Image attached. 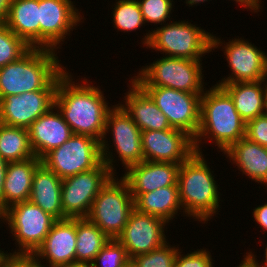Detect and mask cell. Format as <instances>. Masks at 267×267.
Listing matches in <instances>:
<instances>
[{"mask_svg": "<svg viewBox=\"0 0 267 267\" xmlns=\"http://www.w3.org/2000/svg\"><path fill=\"white\" fill-rule=\"evenodd\" d=\"M67 71L57 83L55 107L61 112L73 134L87 135L102 141L106 117L113 106H108L103 91L89 84L84 77L82 84L72 81Z\"/></svg>", "mask_w": 267, "mask_h": 267, "instance_id": "6da1fadb", "label": "cell"}, {"mask_svg": "<svg viewBox=\"0 0 267 267\" xmlns=\"http://www.w3.org/2000/svg\"><path fill=\"white\" fill-rule=\"evenodd\" d=\"M56 51L31 48L20 59L0 67V99L35 90H56L67 72Z\"/></svg>", "mask_w": 267, "mask_h": 267, "instance_id": "7a4b0ae2", "label": "cell"}, {"mask_svg": "<svg viewBox=\"0 0 267 267\" xmlns=\"http://www.w3.org/2000/svg\"><path fill=\"white\" fill-rule=\"evenodd\" d=\"M245 136L246 123L237 112L230 94L216 84L207 91L205 89L200 99V125L193 139L195 152L202 153L200 143L208 138L214 140L224 153Z\"/></svg>", "mask_w": 267, "mask_h": 267, "instance_id": "3957f363", "label": "cell"}, {"mask_svg": "<svg viewBox=\"0 0 267 267\" xmlns=\"http://www.w3.org/2000/svg\"><path fill=\"white\" fill-rule=\"evenodd\" d=\"M204 154L194 152L182 162L178 172L179 198L184 216L199 222L210 221L220 210V192L213 171L207 165Z\"/></svg>", "mask_w": 267, "mask_h": 267, "instance_id": "277c9868", "label": "cell"}, {"mask_svg": "<svg viewBox=\"0 0 267 267\" xmlns=\"http://www.w3.org/2000/svg\"><path fill=\"white\" fill-rule=\"evenodd\" d=\"M185 21H170L161 28L149 30L142 39L143 45L166 56L191 60H201L202 56L222 46L220 38Z\"/></svg>", "mask_w": 267, "mask_h": 267, "instance_id": "5b68a950", "label": "cell"}, {"mask_svg": "<svg viewBox=\"0 0 267 267\" xmlns=\"http://www.w3.org/2000/svg\"><path fill=\"white\" fill-rule=\"evenodd\" d=\"M200 61L202 62V60L163 56L142 67L132 79L140 87H167L202 96L205 87Z\"/></svg>", "mask_w": 267, "mask_h": 267, "instance_id": "8992f818", "label": "cell"}, {"mask_svg": "<svg viewBox=\"0 0 267 267\" xmlns=\"http://www.w3.org/2000/svg\"><path fill=\"white\" fill-rule=\"evenodd\" d=\"M1 219L8 224L15 238L18 251L12 256H32L43 244L56 219L30 201L9 206L1 213Z\"/></svg>", "mask_w": 267, "mask_h": 267, "instance_id": "52a82bcc", "label": "cell"}, {"mask_svg": "<svg viewBox=\"0 0 267 267\" xmlns=\"http://www.w3.org/2000/svg\"><path fill=\"white\" fill-rule=\"evenodd\" d=\"M113 176L95 197L87 218L109 238H117L134 210V199L123 178ZM119 180V181H118Z\"/></svg>", "mask_w": 267, "mask_h": 267, "instance_id": "ba28073f", "label": "cell"}, {"mask_svg": "<svg viewBox=\"0 0 267 267\" xmlns=\"http://www.w3.org/2000/svg\"><path fill=\"white\" fill-rule=\"evenodd\" d=\"M109 130L113 135L114 150L126 170L130 166L144 161L141 130L118 103L107 114L104 137L101 141L102 160L114 175L116 173L113 165L115 157L109 150L110 146L105 137L110 132Z\"/></svg>", "mask_w": 267, "mask_h": 267, "instance_id": "9c48e42d", "label": "cell"}, {"mask_svg": "<svg viewBox=\"0 0 267 267\" xmlns=\"http://www.w3.org/2000/svg\"><path fill=\"white\" fill-rule=\"evenodd\" d=\"M61 179L96 168L103 160L101 142L87 135L74 134L42 159Z\"/></svg>", "mask_w": 267, "mask_h": 267, "instance_id": "30bf717a", "label": "cell"}, {"mask_svg": "<svg viewBox=\"0 0 267 267\" xmlns=\"http://www.w3.org/2000/svg\"><path fill=\"white\" fill-rule=\"evenodd\" d=\"M113 176L102 161L96 168L62 179L63 219L87 218L95 197Z\"/></svg>", "mask_w": 267, "mask_h": 267, "instance_id": "8fae6325", "label": "cell"}, {"mask_svg": "<svg viewBox=\"0 0 267 267\" xmlns=\"http://www.w3.org/2000/svg\"><path fill=\"white\" fill-rule=\"evenodd\" d=\"M167 117L172 128L185 131L193 139L200 125V94L167 87H141Z\"/></svg>", "mask_w": 267, "mask_h": 267, "instance_id": "7c38bea8", "label": "cell"}, {"mask_svg": "<svg viewBox=\"0 0 267 267\" xmlns=\"http://www.w3.org/2000/svg\"><path fill=\"white\" fill-rule=\"evenodd\" d=\"M78 11L71 0H39L40 48L60 49L66 35L84 19Z\"/></svg>", "mask_w": 267, "mask_h": 267, "instance_id": "4fadbf2b", "label": "cell"}, {"mask_svg": "<svg viewBox=\"0 0 267 267\" xmlns=\"http://www.w3.org/2000/svg\"><path fill=\"white\" fill-rule=\"evenodd\" d=\"M223 45H225L223 51L232 73L229 74V77L222 78L221 82L219 81L217 84L265 80L267 77V54L264 51L249 43L247 39L239 37L232 38Z\"/></svg>", "mask_w": 267, "mask_h": 267, "instance_id": "5bb4252c", "label": "cell"}, {"mask_svg": "<svg viewBox=\"0 0 267 267\" xmlns=\"http://www.w3.org/2000/svg\"><path fill=\"white\" fill-rule=\"evenodd\" d=\"M167 222L159 217L137 212L130 213L128 222L117 240L125 247L130 259L151 252L167 241L164 234Z\"/></svg>", "mask_w": 267, "mask_h": 267, "instance_id": "9a60e30c", "label": "cell"}, {"mask_svg": "<svg viewBox=\"0 0 267 267\" xmlns=\"http://www.w3.org/2000/svg\"><path fill=\"white\" fill-rule=\"evenodd\" d=\"M141 143L144 161L181 164L195 152L193 138L176 128L141 131Z\"/></svg>", "mask_w": 267, "mask_h": 267, "instance_id": "2e32d148", "label": "cell"}, {"mask_svg": "<svg viewBox=\"0 0 267 267\" xmlns=\"http://www.w3.org/2000/svg\"><path fill=\"white\" fill-rule=\"evenodd\" d=\"M55 94L56 90H35L0 99V123L27 129L55 106Z\"/></svg>", "mask_w": 267, "mask_h": 267, "instance_id": "e0dca14e", "label": "cell"}, {"mask_svg": "<svg viewBox=\"0 0 267 267\" xmlns=\"http://www.w3.org/2000/svg\"><path fill=\"white\" fill-rule=\"evenodd\" d=\"M76 218L56 220L43 244L32 257L45 259L47 267H59L76 263ZM48 260V261H47Z\"/></svg>", "mask_w": 267, "mask_h": 267, "instance_id": "ac0fdd59", "label": "cell"}, {"mask_svg": "<svg viewBox=\"0 0 267 267\" xmlns=\"http://www.w3.org/2000/svg\"><path fill=\"white\" fill-rule=\"evenodd\" d=\"M180 164L143 161L130 166L123 176L132 195H141L159 188L178 185Z\"/></svg>", "mask_w": 267, "mask_h": 267, "instance_id": "d6986e66", "label": "cell"}, {"mask_svg": "<svg viewBox=\"0 0 267 267\" xmlns=\"http://www.w3.org/2000/svg\"><path fill=\"white\" fill-rule=\"evenodd\" d=\"M27 130L32 150L39 159H42L52 149L60 147L74 135L55 106L38 117Z\"/></svg>", "mask_w": 267, "mask_h": 267, "instance_id": "ffe728a7", "label": "cell"}, {"mask_svg": "<svg viewBox=\"0 0 267 267\" xmlns=\"http://www.w3.org/2000/svg\"><path fill=\"white\" fill-rule=\"evenodd\" d=\"M130 87L125 104H119L132 118L141 131H163L171 129L167 117L159 110L152 98L133 80L130 79Z\"/></svg>", "mask_w": 267, "mask_h": 267, "instance_id": "44dd1931", "label": "cell"}, {"mask_svg": "<svg viewBox=\"0 0 267 267\" xmlns=\"http://www.w3.org/2000/svg\"><path fill=\"white\" fill-rule=\"evenodd\" d=\"M61 187L62 179L41 162L33 174L29 201L56 220H61L63 219Z\"/></svg>", "mask_w": 267, "mask_h": 267, "instance_id": "7402d4cb", "label": "cell"}, {"mask_svg": "<svg viewBox=\"0 0 267 267\" xmlns=\"http://www.w3.org/2000/svg\"><path fill=\"white\" fill-rule=\"evenodd\" d=\"M224 154L252 181L267 185V147L243 137L233 143Z\"/></svg>", "mask_w": 267, "mask_h": 267, "instance_id": "603a6c76", "label": "cell"}, {"mask_svg": "<svg viewBox=\"0 0 267 267\" xmlns=\"http://www.w3.org/2000/svg\"><path fill=\"white\" fill-rule=\"evenodd\" d=\"M5 23L31 48H40L39 0H11Z\"/></svg>", "mask_w": 267, "mask_h": 267, "instance_id": "cb8c5ba5", "label": "cell"}, {"mask_svg": "<svg viewBox=\"0 0 267 267\" xmlns=\"http://www.w3.org/2000/svg\"><path fill=\"white\" fill-rule=\"evenodd\" d=\"M41 159L31 157L24 161L8 162L4 180V210L9 206L29 201L32 178Z\"/></svg>", "mask_w": 267, "mask_h": 267, "instance_id": "d4e9b609", "label": "cell"}, {"mask_svg": "<svg viewBox=\"0 0 267 267\" xmlns=\"http://www.w3.org/2000/svg\"><path fill=\"white\" fill-rule=\"evenodd\" d=\"M216 85L222 86L230 94L245 123L267 113L264 80Z\"/></svg>", "mask_w": 267, "mask_h": 267, "instance_id": "484cf974", "label": "cell"}, {"mask_svg": "<svg viewBox=\"0 0 267 267\" xmlns=\"http://www.w3.org/2000/svg\"><path fill=\"white\" fill-rule=\"evenodd\" d=\"M134 209L143 214L159 217L169 223L183 210L178 185L166 186L141 195H132Z\"/></svg>", "mask_w": 267, "mask_h": 267, "instance_id": "4316f807", "label": "cell"}, {"mask_svg": "<svg viewBox=\"0 0 267 267\" xmlns=\"http://www.w3.org/2000/svg\"><path fill=\"white\" fill-rule=\"evenodd\" d=\"M109 239L88 218H76V263L91 264Z\"/></svg>", "mask_w": 267, "mask_h": 267, "instance_id": "83f0119b", "label": "cell"}, {"mask_svg": "<svg viewBox=\"0 0 267 267\" xmlns=\"http://www.w3.org/2000/svg\"><path fill=\"white\" fill-rule=\"evenodd\" d=\"M0 155L7 162L24 161L35 157L28 130L0 123Z\"/></svg>", "mask_w": 267, "mask_h": 267, "instance_id": "f1b7e54d", "label": "cell"}, {"mask_svg": "<svg viewBox=\"0 0 267 267\" xmlns=\"http://www.w3.org/2000/svg\"><path fill=\"white\" fill-rule=\"evenodd\" d=\"M113 24L122 32H131L145 24L137 0H118L114 3Z\"/></svg>", "mask_w": 267, "mask_h": 267, "instance_id": "f546056e", "label": "cell"}, {"mask_svg": "<svg viewBox=\"0 0 267 267\" xmlns=\"http://www.w3.org/2000/svg\"><path fill=\"white\" fill-rule=\"evenodd\" d=\"M31 47L13 31L5 22H0V67L20 59Z\"/></svg>", "mask_w": 267, "mask_h": 267, "instance_id": "4dcf8cb0", "label": "cell"}, {"mask_svg": "<svg viewBox=\"0 0 267 267\" xmlns=\"http://www.w3.org/2000/svg\"><path fill=\"white\" fill-rule=\"evenodd\" d=\"M131 259L125 247L115 238H110L97 254L92 267H125Z\"/></svg>", "mask_w": 267, "mask_h": 267, "instance_id": "1f68e13d", "label": "cell"}, {"mask_svg": "<svg viewBox=\"0 0 267 267\" xmlns=\"http://www.w3.org/2000/svg\"><path fill=\"white\" fill-rule=\"evenodd\" d=\"M179 247L168 242L151 252L140 254L131 259L136 267H173Z\"/></svg>", "mask_w": 267, "mask_h": 267, "instance_id": "d6a6232c", "label": "cell"}, {"mask_svg": "<svg viewBox=\"0 0 267 267\" xmlns=\"http://www.w3.org/2000/svg\"><path fill=\"white\" fill-rule=\"evenodd\" d=\"M137 2L140 6L144 22L160 25L162 23L165 24L170 19L173 3H175L171 0H137Z\"/></svg>", "mask_w": 267, "mask_h": 267, "instance_id": "836d02e7", "label": "cell"}, {"mask_svg": "<svg viewBox=\"0 0 267 267\" xmlns=\"http://www.w3.org/2000/svg\"><path fill=\"white\" fill-rule=\"evenodd\" d=\"M181 253L178 250L173 267H214L211 253L204 248L186 255Z\"/></svg>", "mask_w": 267, "mask_h": 267, "instance_id": "e575fe53", "label": "cell"}, {"mask_svg": "<svg viewBox=\"0 0 267 267\" xmlns=\"http://www.w3.org/2000/svg\"><path fill=\"white\" fill-rule=\"evenodd\" d=\"M250 141L267 147V113L246 123V136Z\"/></svg>", "mask_w": 267, "mask_h": 267, "instance_id": "d590c367", "label": "cell"}, {"mask_svg": "<svg viewBox=\"0 0 267 267\" xmlns=\"http://www.w3.org/2000/svg\"><path fill=\"white\" fill-rule=\"evenodd\" d=\"M8 267H46L41 260H35L32 256H12Z\"/></svg>", "mask_w": 267, "mask_h": 267, "instance_id": "8d00e7d4", "label": "cell"}, {"mask_svg": "<svg viewBox=\"0 0 267 267\" xmlns=\"http://www.w3.org/2000/svg\"><path fill=\"white\" fill-rule=\"evenodd\" d=\"M252 213L254 221L261 226V229L267 231V203L261 206L259 205L253 209Z\"/></svg>", "mask_w": 267, "mask_h": 267, "instance_id": "74e56055", "label": "cell"}, {"mask_svg": "<svg viewBox=\"0 0 267 267\" xmlns=\"http://www.w3.org/2000/svg\"><path fill=\"white\" fill-rule=\"evenodd\" d=\"M8 162L0 155V213L4 211V180Z\"/></svg>", "mask_w": 267, "mask_h": 267, "instance_id": "f35d334b", "label": "cell"}, {"mask_svg": "<svg viewBox=\"0 0 267 267\" xmlns=\"http://www.w3.org/2000/svg\"><path fill=\"white\" fill-rule=\"evenodd\" d=\"M233 1V0H232ZM239 6L249 9L251 12L257 13L260 11L261 0H234Z\"/></svg>", "mask_w": 267, "mask_h": 267, "instance_id": "ab89813d", "label": "cell"}, {"mask_svg": "<svg viewBox=\"0 0 267 267\" xmlns=\"http://www.w3.org/2000/svg\"><path fill=\"white\" fill-rule=\"evenodd\" d=\"M11 0H0V22L7 20L10 10Z\"/></svg>", "mask_w": 267, "mask_h": 267, "instance_id": "60d3db41", "label": "cell"}, {"mask_svg": "<svg viewBox=\"0 0 267 267\" xmlns=\"http://www.w3.org/2000/svg\"><path fill=\"white\" fill-rule=\"evenodd\" d=\"M245 255L244 259L237 267H258L256 261L248 254Z\"/></svg>", "mask_w": 267, "mask_h": 267, "instance_id": "b9f144b4", "label": "cell"}, {"mask_svg": "<svg viewBox=\"0 0 267 267\" xmlns=\"http://www.w3.org/2000/svg\"><path fill=\"white\" fill-rule=\"evenodd\" d=\"M5 251L0 250V267H8L9 261L12 257L11 254L8 252L4 253Z\"/></svg>", "mask_w": 267, "mask_h": 267, "instance_id": "7bdbcfd3", "label": "cell"}, {"mask_svg": "<svg viewBox=\"0 0 267 267\" xmlns=\"http://www.w3.org/2000/svg\"><path fill=\"white\" fill-rule=\"evenodd\" d=\"M255 261H256V264L258 265V267H267V245H266V248H265V261L263 262V266H261L260 264L262 263V262H260V263H258V261L256 260L257 258H255L256 257V255L254 254V253H252V252H247Z\"/></svg>", "mask_w": 267, "mask_h": 267, "instance_id": "ee69618b", "label": "cell"}, {"mask_svg": "<svg viewBox=\"0 0 267 267\" xmlns=\"http://www.w3.org/2000/svg\"><path fill=\"white\" fill-rule=\"evenodd\" d=\"M186 2V4H188V6L190 5V6H194V5H198L199 3H203V2H207L208 0H185Z\"/></svg>", "mask_w": 267, "mask_h": 267, "instance_id": "f6af8a7d", "label": "cell"}, {"mask_svg": "<svg viewBox=\"0 0 267 267\" xmlns=\"http://www.w3.org/2000/svg\"><path fill=\"white\" fill-rule=\"evenodd\" d=\"M59 267H92V266L90 264L75 263V264H69V265L59 266Z\"/></svg>", "mask_w": 267, "mask_h": 267, "instance_id": "bcb514c9", "label": "cell"}, {"mask_svg": "<svg viewBox=\"0 0 267 267\" xmlns=\"http://www.w3.org/2000/svg\"><path fill=\"white\" fill-rule=\"evenodd\" d=\"M265 83V90H266V108H267V77L264 80Z\"/></svg>", "mask_w": 267, "mask_h": 267, "instance_id": "7dc6e473", "label": "cell"}, {"mask_svg": "<svg viewBox=\"0 0 267 267\" xmlns=\"http://www.w3.org/2000/svg\"><path fill=\"white\" fill-rule=\"evenodd\" d=\"M125 267H136V266L132 263V261H130Z\"/></svg>", "mask_w": 267, "mask_h": 267, "instance_id": "c3c4849f", "label": "cell"}]
</instances>
